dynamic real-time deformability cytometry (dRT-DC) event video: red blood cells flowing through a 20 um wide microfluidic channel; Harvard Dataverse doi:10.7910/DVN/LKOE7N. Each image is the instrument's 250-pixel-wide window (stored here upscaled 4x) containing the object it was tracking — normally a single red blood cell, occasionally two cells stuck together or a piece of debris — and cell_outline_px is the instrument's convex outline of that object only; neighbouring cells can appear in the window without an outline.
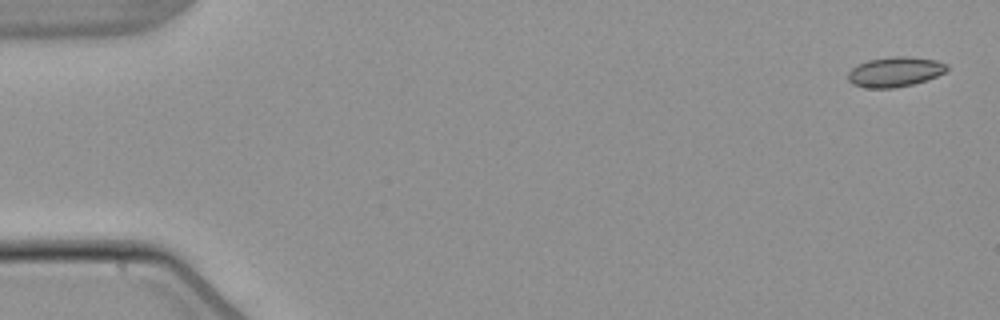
{"species": "common noctule bat (a hibernating species)", "species_latin": "Nyctalus noctula", "temperature_condition": "warm", "stored_images_in_passage": 4, "camera_frame_rate_fps": 3000, "um_per_image_px": 0.085, "animal": {"sex": "male", "body_mass_g": 21.5, "forearm_length_mm": 52.0}, "frame": {"image": 1, "passage_image": 1, "time_ms": 0.0, "image_size_px": [1000, 320], "cell_outline_px": [[948, 68], [944, 72], [928, 80], [896, 88], [868, 88], [852, 84], [848, 80], [848, 72], [852, 68], [868, 60], [892, 56], [908, 56], [936, 60], [948, 64]], "centroid_in_image_um": [76.08, 6.11], "position_along_channel_um": 8.9, "area_um2": 17.28}}
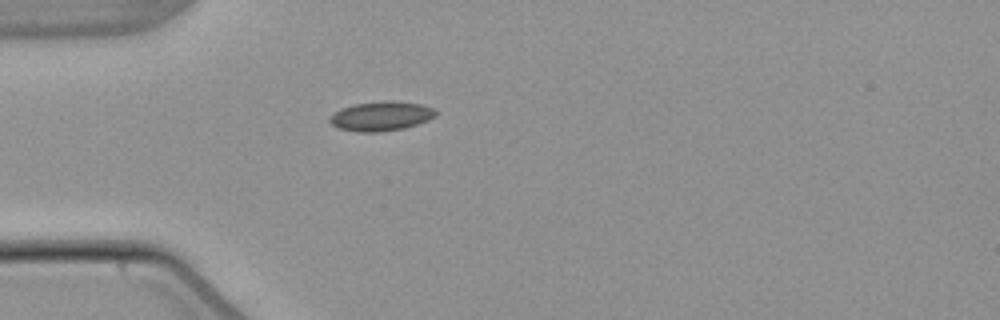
{"frame": {"image": 2, "passage_image": 4, "time_ms": 4.667, "image_size_px": [1000, 320], "cell_outline_px": [[436, 116], [428, 120], [404, 128], [380, 132], [356, 132], [340, 128], [332, 124], [328, 120], [340, 108], [352, 104], [384, 100], [388, 100], [420, 104], [436, 108]], "centroid_in_image_um": [32.41, 9.86], "position_along_channel_um": 52.6, "area_um2": 18.21}}